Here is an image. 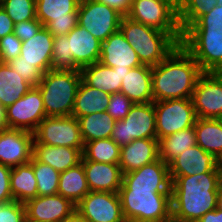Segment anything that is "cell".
I'll return each instance as SVG.
<instances>
[{
    "mask_svg": "<svg viewBox=\"0 0 222 222\" xmlns=\"http://www.w3.org/2000/svg\"><path fill=\"white\" fill-rule=\"evenodd\" d=\"M172 222H197L217 208L219 169L191 176H170Z\"/></svg>",
    "mask_w": 222,
    "mask_h": 222,
    "instance_id": "obj_1",
    "label": "cell"
},
{
    "mask_svg": "<svg viewBox=\"0 0 222 222\" xmlns=\"http://www.w3.org/2000/svg\"><path fill=\"white\" fill-rule=\"evenodd\" d=\"M202 73L193 56L179 44L162 62L152 66L153 102L192 98Z\"/></svg>",
    "mask_w": 222,
    "mask_h": 222,
    "instance_id": "obj_2",
    "label": "cell"
},
{
    "mask_svg": "<svg viewBox=\"0 0 222 222\" xmlns=\"http://www.w3.org/2000/svg\"><path fill=\"white\" fill-rule=\"evenodd\" d=\"M127 221L172 222L171 190L119 189Z\"/></svg>",
    "mask_w": 222,
    "mask_h": 222,
    "instance_id": "obj_3",
    "label": "cell"
},
{
    "mask_svg": "<svg viewBox=\"0 0 222 222\" xmlns=\"http://www.w3.org/2000/svg\"><path fill=\"white\" fill-rule=\"evenodd\" d=\"M119 30L145 65L159 64L179 45L167 32L135 22L126 16L122 17Z\"/></svg>",
    "mask_w": 222,
    "mask_h": 222,
    "instance_id": "obj_4",
    "label": "cell"
},
{
    "mask_svg": "<svg viewBox=\"0 0 222 222\" xmlns=\"http://www.w3.org/2000/svg\"><path fill=\"white\" fill-rule=\"evenodd\" d=\"M80 71L48 70L37 87L41 92L47 117L72 116Z\"/></svg>",
    "mask_w": 222,
    "mask_h": 222,
    "instance_id": "obj_5",
    "label": "cell"
},
{
    "mask_svg": "<svg viewBox=\"0 0 222 222\" xmlns=\"http://www.w3.org/2000/svg\"><path fill=\"white\" fill-rule=\"evenodd\" d=\"M129 19L170 34L179 44L183 33L178 20V0H132Z\"/></svg>",
    "mask_w": 222,
    "mask_h": 222,
    "instance_id": "obj_6",
    "label": "cell"
},
{
    "mask_svg": "<svg viewBox=\"0 0 222 222\" xmlns=\"http://www.w3.org/2000/svg\"><path fill=\"white\" fill-rule=\"evenodd\" d=\"M122 147L135 139H156L154 102L134 104L123 120H117L110 137Z\"/></svg>",
    "mask_w": 222,
    "mask_h": 222,
    "instance_id": "obj_7",
    "label": "cell"
},
{
    "mask_svg": "<svg viewBox=\"0 0 222 222\" xmlns=\"http://www.w3.org/2000/svg\"><path fill=\"white\" fill-rule=\"evenodd\" d=\"M181 45L193 56L203 72H212L222 62V30L187 29Z\"/></svg>",
    "mask_w": 222,
    "mask_h": 222,
    "instance_id": "obj_8",
    "label": "cell"
},
{
    "mask_svg": "<svg viewBox=\"0 0 222 222\" xmlns=\"http://www.w3.org/2000/svg\"><path fill=\"white\" fill-rule=\"evenodd\" d=\"M156 139L174 134L195 125V114L191 98L168 99L154 102Z\"/></svg>",
    "mask_w": 222,
    "mask_h": 222,
    "instance_id": "obj_9",
    "label": "cell"
},
{
    "mask_svg": "<svg viewBox=\"0 0 222 222\" xmlns=\"http://www.w3.org/2000/svg\"><path fill=\"white\" fill-rule=\"evenodd\" d=\"M123 15L116 9L94 0H80L78 25L103 42L119 31Z\"/></svg>",
    "mask_w": 222,
    "mask_h": 222,
    "instance_id": "obj_10",
    "label": "cell"
},
{
    "mask_svg": "<svg viewBox=\"0 0 222 222\" xmlns=\"http://www.w3.org/2000/svg\"><path fill=\"white\" fill-rule=\"evenodd\" d=\"M38 143L59 147H72L82 153L84 142L79 123L74 116L45 117L34 132Z\"/></svg>",
    "mask_w": 222,
    "mask_h": 222,
    "instance_id": "obj_11",
    "label": "cell"
},
{
    "mask_svg": "<svg viewBox=\"0 0 222 222\" xmlns=\"http://www.w3.org/2000/svg\"><path fill=\"white\" fill-rule=\"evenodd\" d=\"M45 117L44 102L37 86L6 108V121L10 129L34 133Z\"/></svg>",
    "mask_w": 222,
    "mask_h": 222,
    "instance_id": "obj_12",
    "label": "cell"
},
{
    "mask_svg": "<svg viewBox=\"0 0 222 222\" xmlns=\"http://www.w3.org/2000/svg\"><path fill=\"white\" fill-rule=\"evenodd\" d=\"M197 118L220 119L222 117V75L203 72L192 95Z\"/></svg>",
    "mask_w": 222,
    "mask_h": 222,
    "instance_id": "obj_13",
    "label": "cell"
},
{
    "mask_svg": "<svg viewBox=\"0 0 222 222\" xmlns=\"http://www.w3.org/2000/svg\"><path fill=\"white\" fill-rule=\"evenodd\" d=\"M89 222H125L118 193L89 191L75 206Z\"/></svg>",
    "mask_w": 222,
    "mask_h": 222,
    "instance_id": "obj_14",
    "label": "cell"
},
{
    "mask_svg": "<svg viewBox=\"0 0 222 222\" xmlns=\"http://www.w3.org/2000/svg\"><path fill=\"white\" fill-rule=\"evenodd\" d=\"M34 133L21 129L0 132V163L16 167L30 162L33 154Z\"/></svg>",
    "mask_w": 222,
    "mask_h": 222,
    "instance_id": "obj_15",
    "label": "cell"
},
{
    "mask_svg": "<svg viewBox=\"0 0 222 222\" xmlns=\"http://www.w3.org/2000/svg\"><path fill=\"white\" fill-rule=\"evenodd\" d=\"M26 222H60L75 209L62 195L36 196L24 203Z\"/></svg>",
    "mask_w": 222,
    "mask_h": 222,
    "instance_id": "obj_16",
    "label": "cell"
},
{
    "mask_svg": "<svg viewBox=\"0 0 222 222\" xmlns=\"http://www.w3.org/2000/svg\"><path fill=\"white\" fill-rule=\"evenodd\" d=\"M120 189L171 190L169 165L159 158L139 169L123 174Z\"/></svg>",
    "mask_w": 222,
    "mask_h": 222,
    "instance_id": "obj_17",
    "label": "cell"
},
{
    "mask_svg": "<svg viewBox=\"0 0 222 222\" xmlns=\"http://www.w3.org/2000/svg\"><path fill=\"white\" fill-rule=\"evenodd\" d=\"M99 62L113 69H132L143 65L120 30L101 42Z\"/></svg>",
    "mask_w": 222,
    "mask_h": 222,
    "instance_id": "obj_18",
    "label": "cell"
},
{
    "mask_svg": "<svg viewBox=\"0 0 222 222\" xmlns=\"http://www.w3.org/2000/svg\"><path fill=\"white\" fill-rule=\"evenodd\" d=\"M218 169V159L197 144L178 155L169 164V176H191Z\"/></svg>",
    "mask_w": 222,
    "mask_h": 222,
    "instance_id": "obj_19",
    "label": "cell"
},
{
    "mask_svg": "<svg viewBox=\"0 0 222 222\" xmlns=\"http://www.w3.org/2000/svg\"><path fill=\"white\" fill-rule=\"evenodd\" d=\"M90 191L118 193L122 186L123 173L119 163H103L81 160Z\"/></svg>",
    "mask_w": 222,
    "mask_h": 222,
    "instance_id": "obj_20",
    "label": "cell"
},
{
    "mask_svg": "<svg viewBox=\"0 0 222 222\" xmlns=\"http://www.w3.org/2000/svg\"><path fill=\"white\" fill-rule=\"evenodd\" d=\"M54 36L43 26L32 38L23 41L20 62L32 63L42 74L51 70Z\"/></svg>",
    "mask_w": 222,
    "mask_h": 222,
    "instance_id": "obj_21",
    "label": "cell"
},
{
    "mask_svg": "<svg viewBox=\"0 0 222 222\" xmlns=\"http://www.w3.org/2000/svg\"><path fill=\"white\" fill-rule=\"evenodd\" d=\"M158 159V139H135L121 147L119 166L126 174Z\"/></svg>",
    "mask_w": 222,
    "mask_h": 222,
    "instance_id": "obj_22",
    "label": "cell"
},
{
    "mask_svg": "<svg viewBox=\"0 0 222 222\" xmlns=\"http://www.w3.org/2000/svg\"><path fill=\"white\" fill-rule=\"evenodd\" d=\"M69 54L80 67L97 63L101 53V41L85 28L77 25L68 34Z\"/></svg>",
    "mask_w": 222,
    "mask_h": 222,
    "instance_id": "obj_23",
    "label": "cell"
},
{
    "mask_svg": "<svg viewBox=\"0 0 222 222\" xmlns=\"http://www.w3.org/2000/svg\"><path fill=\"white\" fill-rule=\"evenodd\" d=\"M129 71L130 69H113L99 61L80 69L82 80L87 85L110 95L120 92L123 77Z\"/></svg>",
    "mask_w": 222,
    "mask_h": 222,
    "instance_id": "obj_24",
    "label": "cell"
},
{
    "mask_svg": "<svg viewBox=\"0 0 222 222\" xmlns=\"http://www.w3.org/2000/svg\"><path fill=\"white\" fill-rule=\"evenodd\" d=\"M120 92L134 104L153 102L152 66L143 64L125 73Z\"/></svg>",
    "mask_w": 222,
    "mask_h": 222,
    "instance_id": "obj_25",
    "label": "cell"
},
{
    "mask_svg": "<svg viewBox=\"0 0 222 222\" xmlns=\"http://www.w3.org/2000/svg\"><path fill=\"white\" fill-rule=\"evenodd\" d=\"M32 156L61 173L80 163L83 155L76 148L45 145L33 139Z\"/></svg>",
    "mask_w": 222,
    "mask_h": 222,
    "instance_id": "obj_26",
    "label": "cell"
},
{
    "mask_svg": "<svg viewBox=\"0 0 222 222\" xmlns=\"http://www.w3.org/2000/svg\"><path fill=\"white\" fill-rule=\"evenodd\" d=\"M110 94L87 85L81 80L77 89L72 116L78 118L107 111Z\"/></svg>",
    "mask_w": 222,
    "mask_h": 222,
    "instance_id": "obj_27",
    "label": "cell"
},
{
    "mask_svg": "<svg viewBox=\"0 0 222 222\" xmlns=\"http://www.w3.org/2000/svg\"><path fill=\"white\" fill-rule=\"evenodd\" d=\"M194 130L197 145L217 159L222 155V122L220 119L197 118Z\"/></svg>",
    "mask_w": 222,
    "mask_h": 222,
    "instance_id": "obj_28",
    "label": "cell"
},
{
    "mask_svg": "<svg viewBox=\"0 0 222 222\" xmlns=\"http://www.w3.org/2000/svg\"><path fill=\"white\" fill-rule=\"evenodd\" d=\"M10 187L13 199L17 202L25 203L38 196L37 182L31 162L11 169Z\"/></svg>",
    "mask_w": 222,
    "mask_h": 222,
    "instance_id": "obj_29",
    "label": "cell"
},
{
    "mask_svg": "<svg viewBox=\"0 0 222 222\" xmlns=\"http://www.w3.org/2000/svg\"><path fill=\"white\" fill-rule=\"evenodd\" d=\"M82 161L60 173L58 194L77 205L89 192Z\"/></svg>",
    "mask_w": 222,
    "mask_h": 222,
    "instance_id": "obj_30",
    "label": "cell"
},
{
    "mask_svg": "<svg viewBox=\"0 0 222 222\" xmlns=\"http://www.w3.org/2000/svg\"><path fill=\"white\" fill-rule=\"evenodd\" d=\"M31 88L7 63L0 62V103L5 108L14 104Z\"/></svg>",
    "mask_w": 222,
    "mask_h": 222,
    "instance_id": "obj_31",
    "label": "cell"
},
{
    "mask_svg": "<svg viewBox=\"0 0 222 222\" xmlns=\"http://www.w3.org/2000/svg\"><path fill=\"white\" fill-rule=\"evenodd\" d=\"M197 144L194 126L158 140L159 158L169 165L178 155Z\"/></svg>",
    "mask_w": 222,
    "mask_h": 222,
    "instance_id": "obj_32",
    "label": "cell"
},
{
    "mask_svg": "<svg viewBox=\"0 0 222 222\" xmlns=\"http://www.w3.org/2000/svg\"><path fill=\"white\" fill-rule=\"evenodd\" d=\"M80 0H36V18L45 26L54 19L78 18Z\"/></svg>",
    "mask_w": 222,
    "mask_h": 222,
    "instance_id": "obj_33",
    "label": "cell"
},
{
    "mask_svg": "<svg viewBox=\"0 0 222 222\" xmlns=\"http://www.w3.org/2000/svg\"><path fill=\"white\" fill-rule=\"evenodd\" d=\"M84 144L97 139L110 138L115 120L106 111L77 118Z\"/></svg>",
    "mask_w": 222,
    "mask_h": 222,
    "instance_id": "obj_34",
    "label": "cell"
},
{
    "mask_svg": "<svg viewBox=\"0 0 222 222\" xmlns=\"http://www.w3.org/2000/svg\"><path fill=\"white\" fill-rule=\"evenodd\" d=\"M121 147L111 138L97 139L84 144L81 160L103 163H119Z\"/></svg>",
    "mask_w": 222,
    "mask_h": 222,
    "instance_id": "obj_35",
    "label": "cell"
},
{
    "mask_svg": "<svg viewBox=\"0 0 222 222\" xmlns=\"http://www.w3.org/2000/svg\"><path fill=\"white\" fill-rule=\"evenodd\" d=\"M216 5L217 0H178V20L182 33Z\"/></svg>",
    "mask_w": 222,
    "mask_h": 222,
    "instance_id": "obj_36",
    "label": "cell"
},
{
    "mask_svg": "<svg viewBox=\"0 0 222 222\" xmlns=\"http://www.w3.org/2000/svg\"><path fill=\"white\" fill-rule=\"evenodd\" d=\"M37 182L38 196H49L58 193L60 172L50 165L37 161L33 156L30 160Z\"/></svg>",
    "mask_w": 222,
    "mask_h": 222,
    "instance_id": "obj_37",
    "label": "cell"
},
{
    "mask_svg": "<svg viewBox=\"0 0 222 222\" xmlns=\"http://www.w3.org/2000/svg\"><path fill=\"white\" fill-rule=\"evenodd\" d=\"M80 67L69 54L67 35L54 36L52 46L51 70L80 71Z\"/></svg>",
    "mask_w": 222,
    "mask_h": 222,
    "instance_id": "obj_38",
    "label": "cell"
},
{
    "mask_svg": "<svg viewBox=\"0 0 222 222\" xmlns=\"http://www.w3.org/2000/svg\"><path fill=\"white\" fill-rule=\"evenodd\" d=\"M0 6L14 24L36 19V0H0Z\"/></svg>",
    "mask_w": 222,
    "mask_h": 222,
    "instance_id": "obj_39",
    "label": "cell"
},
{
    "mask_svg": "<svg viewBox=\"0 0 222 222\" xmlns=\"http://www.w3.org/2000/svg\"><path fill=\"white\" fill-rule=\"evenodd\" d=\"M7 64L32 87L37 86L42 79L43 74L32 63L20 62V56Z\"/></svg>",
    "mask_w": 222,
    "mask_h": 222,
    "instance_id": "obj_40",
    "label": "cell"
},
{
    "mask_svg": "<svg viewBox=\"0 0 222 222\" xmlns=\"http://www.w3.org/2000/svg\"><path fill=\"white\" fill-rule=\"evenodd\" d=\"M134 103L128 99L123 93L118 92L111 94L107 113L113 117L115 121L123 120L129 113Z\"/></svg>",
    "mask_w": 222,
    "mask_h": 222,
    "instance_id": "obj_41",
    "label": "cell"
},
{
    "mask_svg": "<svg viewBox=\"0 0 222 222\" xmlns=\"http://www.w3.org/2000/svg\"><path fill=\"white\" fill-rule=\"evenodd\" d=\"M22 41L14 34L0 38V62L8 63L20 56Z\"/></svg>",
    "mask_w": 222,
    "mask_h": 222,
    "instance_id": "obj_42",
    "label": "cell"
},
{
    "mask_svg": "<svg viewBox=\"0 0 222 222\" xmlns=\"http://www.w3.org/2000/svg\"><path fill=\"white\" fill-rule=\"evenodd\" d=\"M0 222H26L24 203L13 200L0 204Z\"/></svg>",
    "mask_w": 222,
    "mask_h": 222,
    "instance_id": "obj_43",
    "label": "cell"
},
{
    "mask_svg": "<svg viewBox=\"0 0 222 222\" xmlns=\"http://www.w3.org/2000/svg\"><path fill=\"white\" fill-rule=\"evenodd\" d=\"M188 29H220L222 30V5H216L205 15L201 16Z\"/></svg>",
    "mask_w": 222,
    "mask_h": 222,
    "instance_id": "obj_44",
    "label": "cell"
},
{
    "mask_svg": "<svg viewBox=\"0 0 222 222\" xmlns=\"http://www.w3.org/2000/svg\"><path fill=\"white\" fill-rule=\"evenodd\" d=\"M43 27V24L36 18L14 24V34L23 42L34 35Z\"/></svg>",
    "mask_w": 222,
    "mask_h": 222,
    "instance_id": "obj_45",
    "label": "cell"
},
{
    "mask_svg": "<svg viewBox=\"0 0 222 222\" xmlns=\"http://www.w3.org/2000/svg\"><path fill=\"white\" fill-rule=\"evenodd\" d=\"M78 25V18L54 19L48 22L44 27L53 35H67L74 27Z\"/></svg>",
    "mask_w": 222,
    "mask_h": 222,
    "instance_id": "obj_46",
    "label": "cell"
},
{
    "mask_svg": "<svg viewBox=\"0 0 222 222\" xmlns=\"http://www.w3.org/2000/svg\"><path fill=\"white\" fill-rule=\"evenodd\" d=\"M11 167L0 163V204L13 201L10 187Z\"/></svg>",
    "mask_w": 222,
    "mask_h": 222,
    "instance_id": "obj_47",
    "label": "cell"
},
{
    "mask_svg": "<svg viewBox=\"0 0 222 222\" xmlns=\"http://www.w3.org/2000/svg\"><path fill=\"white\" fill-rule=\"evenodd\" d=\"M14 33L13 20L7 15L5 10L0 6V38Z\"/></svg>",
    "mask_w": 222,
    "mask_h": 222,
    "instance_id": "obj_48",
    "label": "cell"
},
{
    "mask_svg": "<svg viewBox=\"0 0 222 222\" xmlns=\"http://www.w3.org/2000/svg\"><path fill=\"white\" fill-rule=\"evenodd\" d=\"M106 4L114 9H116L123 16L129 13L132 5V0H94Z\"/></svg>",
    "mask_w": 222,
    "mask_h": 222,
    "instance_id": "obj_49",
    "label": "cell"
},
{
    "mask_svg": "<svg viewBox=\"0 0 222 222\" xmlns=\"http://www.w3.org/2000/svg\"><path fill=\"white\" fill-rule=\"evenodd\" d=\"M197 222H222V210L216 208L208 211Z\"/></svg>",
    "mask_w": 222,
    "mask_h": 222,
    "instance_id": "obj_50",
    "label": "cell"
},
{
    "mask_svg": "<svg viewBox=\"0 0 222 222\" xmlns=\"http://www.w3.org/2000/svg\"><path fill=\"white\" fill-rule=\"evenodd\" d=\"M60 222H89L86 218H84L76 209L67 217H65Z\"/></svg>",
    "mask_w": 222,
    "mask_h": 222,
    "instance_id": "obj_51",
    "label": "cell"
},
{
    "mask_svg": "<svg viewBox=\"0 0 222 222\" xmlns=\"http://www.w3.org/2000/svg\"><path fill=\"white\" fill-rule=\"evenodd\" d=\"M8 129L6 121V108L0 103V132Z\"/></svg>",
    "mask_w": 222,
    "mask_h": 222,
    "instance_id": "obj_52",
    "label": "cell"
},
{
    "mask_svg": "<svg viewBox=\"0 0 222 222\" xmlns=\"http://www.w3.org/2000/svg\"><path fill=\"white\" fill-rule=\"evenodd\" d=\"M217 208L222 210V181L220 182L219 190H218Z\"/></svg>",
    "mask_w": 222,
    "mask_h": 222,
    "instance_id": "obj_53",
    "label": "cell"
},
{
    "mask_svg": "<svg viewBox=\"0 0 222 222\" xmlns=\"http://www.w3.org/2000/svg\"><path fill=\"white\" fill-rule=\"evenodd\" d=\"M212 73H216L217 75H222V62L212 71Z\"/></svg>",
    "mask_w": 222,
    "mask_h": 222,
    "instance_id": "obj_54",
    "label": "cell"
},
{
    "mask_svg": "<svg viewBox=\"0 0 222 222\" xmlns=\"http://www.w3.org/2000/svg\"><path fill=\"white\" fill-rule=\"evenodd\" d=\"M218 169H219L221 176H222V155L218 159Z\"/></svg>",
    "mask_w": 222,
    "mask_h": 222,
    "instance_id": "obj_55",
    "label": "cell"
},
{
    "mask_svg": "<svg viewBox=\"0 0 222 222\" xmlns=\"http://www.w3.org/2000/svg\"><path fill=\"white\" fill-rule=\"evenodd\" d=\"M217 5H222V0H217Z\"/></svg>",
    "mask_w": 222,
    "mask_h": 222,
    "instance_id": "obj_56",
    "label": "cell"
}]
</instances>
